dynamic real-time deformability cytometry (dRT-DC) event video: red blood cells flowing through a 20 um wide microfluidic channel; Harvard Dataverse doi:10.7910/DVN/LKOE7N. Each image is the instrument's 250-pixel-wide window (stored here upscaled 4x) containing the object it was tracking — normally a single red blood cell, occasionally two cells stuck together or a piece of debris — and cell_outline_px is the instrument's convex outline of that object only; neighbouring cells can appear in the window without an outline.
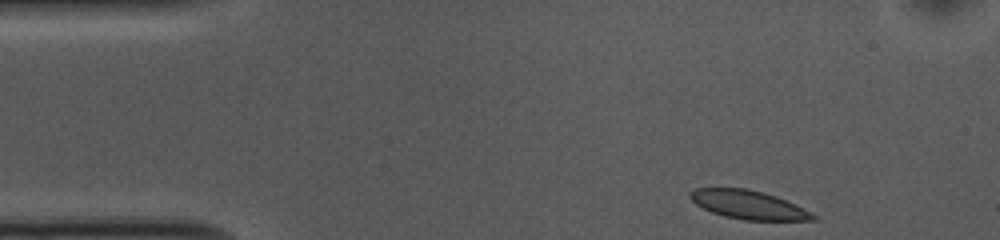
{"species": "common noctule bat (a hibernating species)", "species_latin": "Nyctalus noctula", "temperature_condition": "cold", "stored_images_in_passage": 40, "camera_frame_rate_fps": 3000, "um_per_image_px": 0.085, "animal": {"sex": "female", "body_mass_g": 10.0, "forearm_length_mm": 53.1}, "frame": {"image": 1, "passage_image": 1, "time_ms": 0.0, "image_size_px": [1000, 240], "cell_outline_px": [[820, 220], [744, 220], [724, 216], [712, 212], [696, 204], [688, 196], [688, 192], [696, 188], [748, 188], [764, 192], [776, 196], [796, 204], [820, 216]], "centroid_in_image_um": [63.67, 17.4], "position_along_channel_um": 21.3, "area_um2": 20.75}}
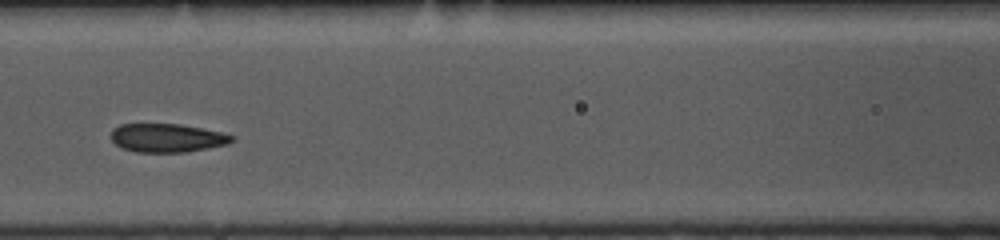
{"frame": {"image": 2, "passage_image": 17, "time_ms": 5.333, "image_size_px": [1000, 240], "cell_outline_px": [[236, 140], [228, 144], [208, 148], [184, 152], [136, 152], [124, 148], [116, 144], [112, 140], [112, 128], [120, 124], [180, 124], [220, 132], [236, 136]], "centroid_in_image_um": [14.23, 11.72], "position_along_channel_um": 152.4, "area_um2": 20.06}}
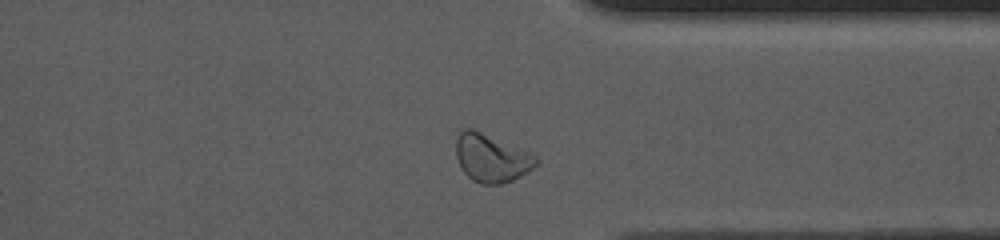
{"frame": {"image": 3, "passage_image": 35, "time_ms": 11.333, "image_size_px": [1000, 240], "cell_outline_px": [[540, 160], [532, 168], [520, 176], [512, 180], [500, 184], [480, 184], [472, 180], [460, 168], [456, 156], [456, 136], [464, 128], [472, 128], [536, 156]], "centroid_in_image_um": [41.72, 13.45], "position_along_channel_um": 369.7, "area_um2": 22.08}, "authors_computed_cell_mechanics": {"area_um2": 20.9236, "velocity_mm_per_s": 3.6737, "shape_relaxation_time_tau1_ms": 8.2914, "shape_relaxation_time_tau2_ms": 4.5279, "deformation_change_tau1": 0.1373, "deformation_change_tau2": 0.0594}}